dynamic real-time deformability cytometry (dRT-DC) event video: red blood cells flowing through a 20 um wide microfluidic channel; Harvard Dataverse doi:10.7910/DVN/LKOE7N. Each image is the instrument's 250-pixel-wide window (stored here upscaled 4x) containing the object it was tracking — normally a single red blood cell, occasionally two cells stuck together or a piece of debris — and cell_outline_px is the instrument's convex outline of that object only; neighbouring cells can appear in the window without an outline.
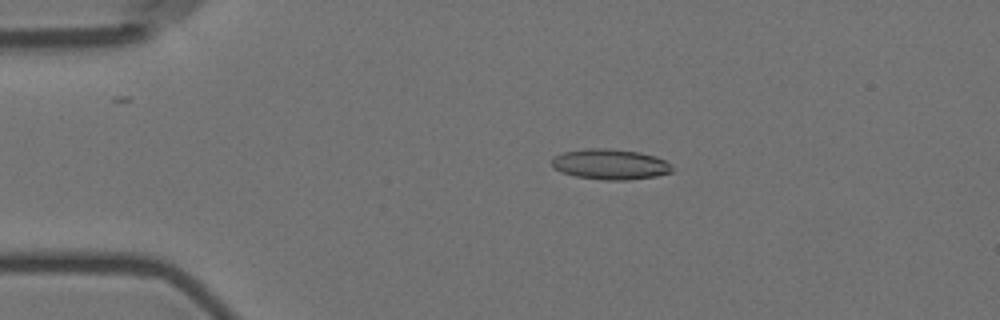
{"species": "Egyptian fruit bat (a non-hibernating species)", "species_latin": "Rousettus aegyptiacus", "temperature_condition": "room temperature", "stored_images_in_passage": 9, "camera_frame_rate_fps": 3000, "um_per_image_px": 0.085, "animal": {"sex": "female"}, "frame": {"image": 1, "passage_image": 4, "time_ms": 3.667, "image_size_px": [1000, 320], "cell_outline_px": [[672, 172], [656, 176], [628, 180], [604, 180], [576, 176], [560, 172], [552, 168], [552, 156], [564, 152], [584, 148], [608, 148], [640, 152], [664, 160], [672, 168]], "centroid_in_image_um": [51.8, 13.96], "position_along_channel_um": 33.2, "area_um2": 21.39}}
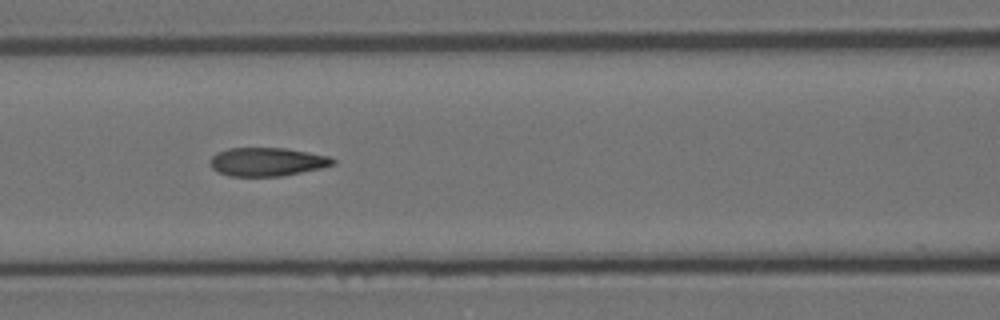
{"frame": {"image": 2, "passage_image": 8, "time_ms": 8.0, "image_size_px": [1000, 320], "cell_outline_px": [[336, 164], [320, 168], [280, 176], [228, 176], [212, 168], [208, 160], [216, 152], [228, 148], [284, 148], [308, 152], [328, 156], [336, 160]], "centroid_in_image_um": [22.67, 13.75], "position_along_channel_um": 143.9, "area_um2": 20.35}}
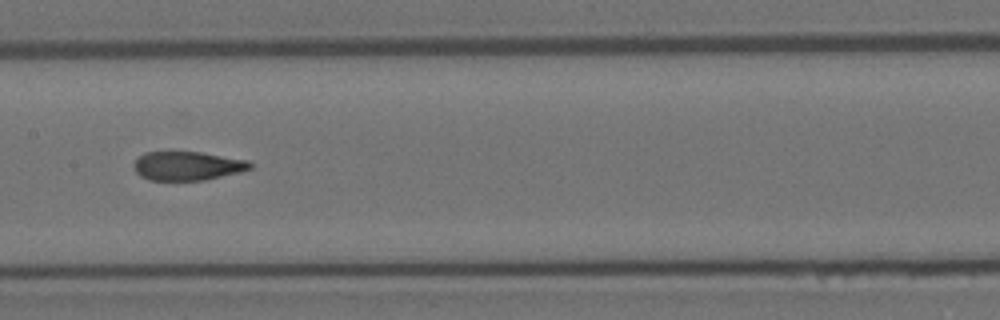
{"frame": {"image": 3, "passage_image": 9, "time_ms": 9.333, "image_size_px": [1000, 320], "cell_outline_px": [[252, 168], [240, 172], [204, 180], [148, 180], [140, 176], [136, 172], [132, 164], [144, 152], [200, 152], [248, 160], [252, 164]], "centroid_in_image_um": [15.92, 14.1], "position_along_channel_um": 191.5, "area_um2": 19.54}}